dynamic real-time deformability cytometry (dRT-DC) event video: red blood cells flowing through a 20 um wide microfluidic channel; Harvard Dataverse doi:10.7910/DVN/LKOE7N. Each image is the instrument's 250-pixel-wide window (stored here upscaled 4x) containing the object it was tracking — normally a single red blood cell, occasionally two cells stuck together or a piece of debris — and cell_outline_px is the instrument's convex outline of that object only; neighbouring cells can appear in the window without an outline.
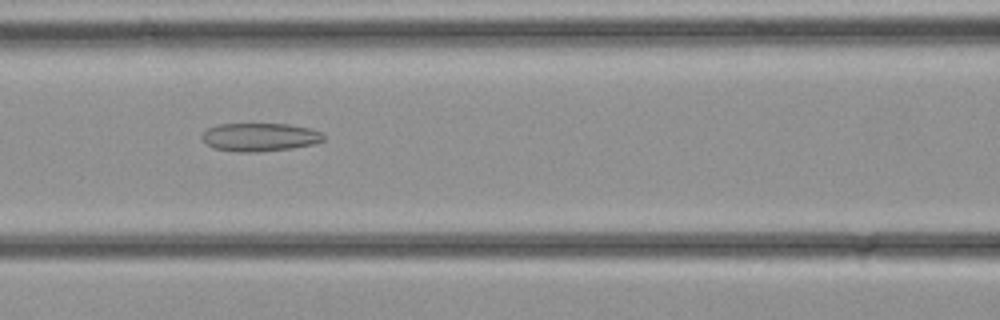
{"species": "common noctule bat (a hibernating species)", "species_latin": "Nyctalus noctula", "temperature_condition": "cold", "stored_images_in_passage": 26, "camera_frame_rate_fps": 3000, "um_per_image_px": 0.085, "animal": {"sex": "female", "body_mass_g": 21.9}, "frame": {"image": 1, "passage_image": 6, "time_ms": 1.667, "image_size_px": [1000, 320], "cell_outline_px": [[324, 140], [312, 144], [292, 148], [260, 152], [232, 152], [212, 148], [204, 144], [200, 136], [208, 128], [220, 124], [288, 124], [308, 128], [324, 132]], "centroid_in_image_um": [22.04, 11.67], "position_along_channel_um": 144.6, "area_um2": 20.29}}
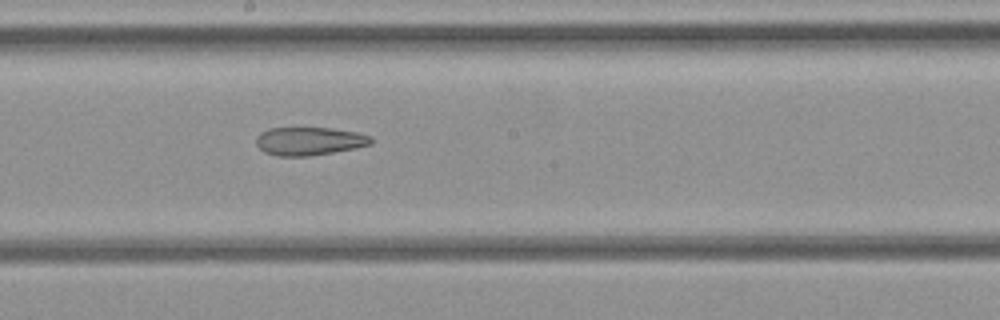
{"frame": {"image": 2, "passage_image": 10, "time_ms": 3.0, "image_size_px": [1000, 320], "cell_outline_px": [[372, 144], [356, 148], [312, 156], [276, 156], [264, 152], [256, 144], [256, 136], [260, 132], [268, 128], [332, 128], [356, 132], [372, 136]], "centroid_in_image_um": [26.28, 12.0], "position_along_channel_um": 221.9, "area_um2": 19.07}}
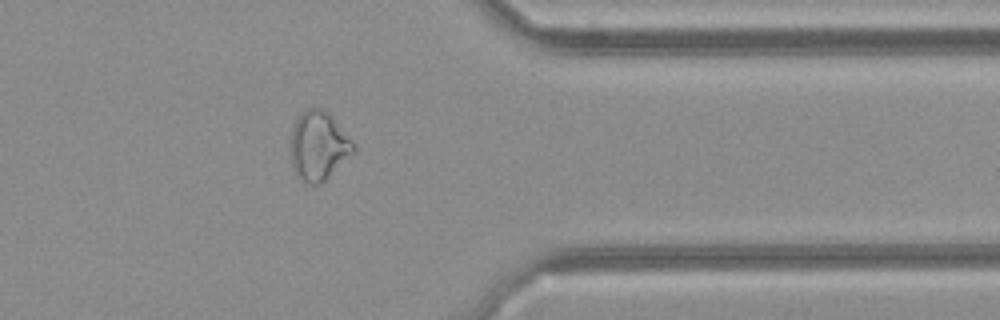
{"frame": {"image": 3, "passage_image": 19, "time_ms": 6.0, "image_size_px": [1000, 320], "cell_outline_px": [[356, 152], [320, 184], [308, 184], [300, 180], [292, 168], [292, 128], [300, 112], [308, 108], [320, 108], [356, 144]], "centroid_in_image_um": [27.08, 12.45], "position_along_channel_um": 384.3, "area_um2": 24.8}}